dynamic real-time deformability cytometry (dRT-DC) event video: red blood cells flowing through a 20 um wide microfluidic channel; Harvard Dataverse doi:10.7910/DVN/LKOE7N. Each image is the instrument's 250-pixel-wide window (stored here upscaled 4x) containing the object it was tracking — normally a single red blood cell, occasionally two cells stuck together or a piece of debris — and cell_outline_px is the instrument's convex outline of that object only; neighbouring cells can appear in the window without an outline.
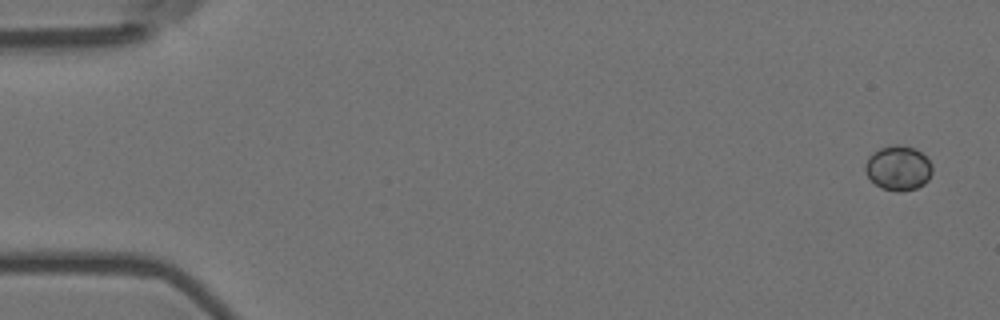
{"species": "Egyptian fruit bat (a non-hibernating species)", "species_latin": "Rousettus aegyptiacus", "temperature_condition": "room temperature", "stored_images_in_passage": 6, "segment_of_instrument_passage": [1, 2], "camera_frame_rate_fps": 3000, "um_per_image_px": 0.085, "animal": {"sex": "female"}, "frame": {"image": 1, "passage_image": 1, "time_ms": 0.0, "image_size_px": [1000, 320], "cell_outline_px": [[932, 172], [928, 180], [924, 184], [916, 188], [900, 192], [896, 192], [880, 188], [868, 176], [864, 168], [864, 164], [868, 156], [872, 152], [880, 148], [896, 144], [916, 148], [932, 164]], "centroid_in_image_um": [76.34, 14.29], "position_along_channel_um": 8.7, "area_um2": 17.57}}